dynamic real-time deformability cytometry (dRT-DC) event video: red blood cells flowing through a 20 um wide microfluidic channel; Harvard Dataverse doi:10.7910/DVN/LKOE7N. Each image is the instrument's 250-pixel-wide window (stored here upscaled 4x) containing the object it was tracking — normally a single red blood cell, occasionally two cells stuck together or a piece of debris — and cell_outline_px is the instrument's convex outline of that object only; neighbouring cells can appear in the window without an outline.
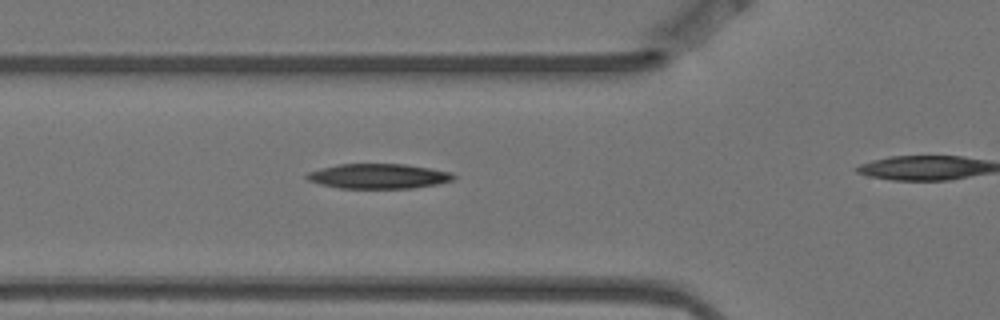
{"species": "Egyptian fruit bat (a non-hibernating species)", "species_latin": "Rousettus aegyptiacus", "temperature_condition": "warm", "stored_images_in_passage": 4, "segment_of_instrument_passage": [1, 2], "camera_frame_rate_fps": 3000, "um_per_image_px": 0.085, "animal": {"sex": "female"}, "frame": {"image": 1, "passage_image": 3, "time_ms": 0.667, "image_size_px": [1000, 320], "cell_outline_px": [[456, 176], [452, 180], [436, 184], [412, 188], [340, 188], [320, 184], [308, 180], [304, 176], [308, 172], [320, 168], [340, 164], [404, 164], [452, 172]], "centroid_in_image_um": [32.14, 14.97], "position_along_channel_um": 93.7, "area_um2": 21.15}}